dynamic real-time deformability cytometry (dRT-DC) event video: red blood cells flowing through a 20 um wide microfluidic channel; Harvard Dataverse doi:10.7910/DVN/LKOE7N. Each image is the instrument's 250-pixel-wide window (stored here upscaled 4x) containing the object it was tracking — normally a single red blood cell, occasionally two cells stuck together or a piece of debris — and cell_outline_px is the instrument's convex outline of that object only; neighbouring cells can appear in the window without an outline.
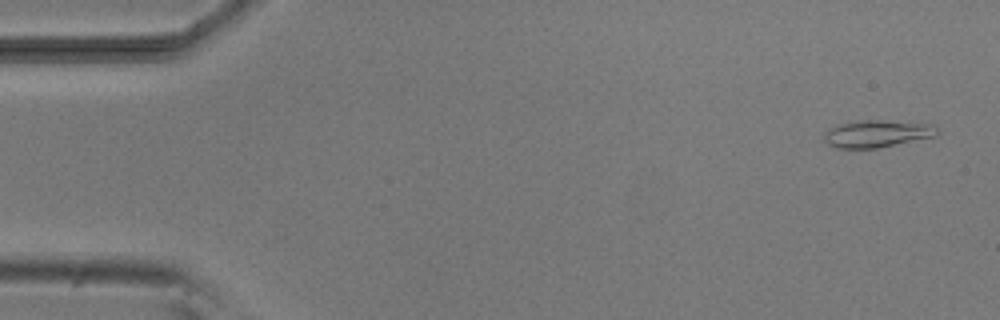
{"species": "common noctule bat (a hibernating species)", "species_latin": "Nyctalus noctula", "temperature_condition": "room temperature", "stored_images_in_passage": 9, "camera_frame_rate_fps": 3000, "um_per_image_px": 0.085, "animal": {"sex": "male", "body_mass_g": 20.5, "forearm_length_mm": 52.5}, "frame": {"image": 1, "passage_image": 1, "time_ms": 0.0, "image_size_px": [1000, 320], "cell_outline_px": [[940, 132], [936, 136], [876, 148], [836, 148], [828, 144], [824, 140], [824, 132], [828, 128], [840, 124], [860, 120], [880, 120], [932, 124]], "centroid_in_image_um": [74.52, 11.36], "position_along_channel_um": 10.5, "area_um2": 17.86}}
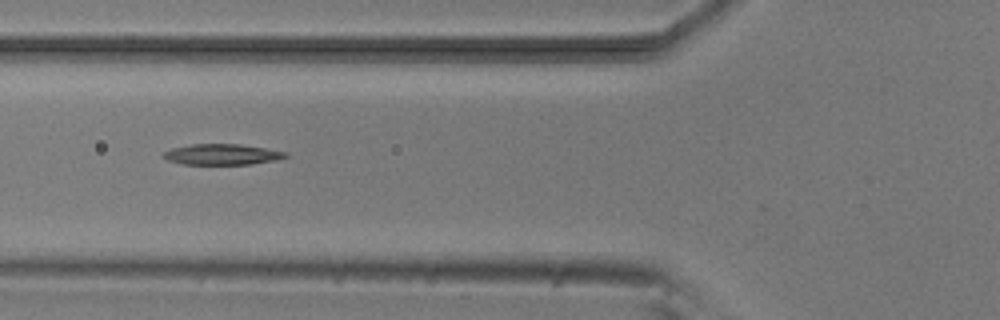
{"frame": {"image": 2, "passage_image": 5, "time_ms": 5.667, "image_size_px": [1000, 320], "cell_outline_px": [[288, 156], [276, 160], [252, 164], [180, 164], [168, 160], [160, 156], [164, 152], [172, 148], [192, 144], [240, 144], [288, 152]], "centroid_in_image_um": [18.86, 13.12], "position_along_channel_um": 106.9, "area_um2": 14.8}}
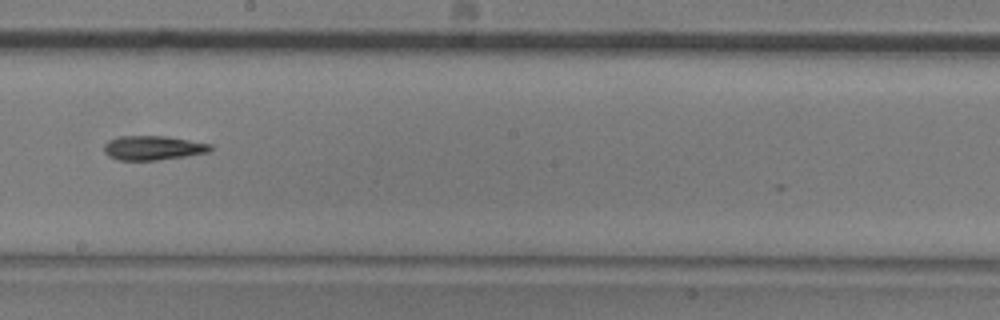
{"frame": {"image": 3, "passage_image": 8, "time_ms": 9.0, "image_size_px": [1000, 320], "cell_outline_px": [[212, 148], [208, 152], [184, 156], [156, 160], [120, 160], [108, 156], [104, 152], [104, 144], [108, 140], [120, 136], [164, 136], [212, 144]], "centroid_in_image_um": [12.97, 12.57], "position_along_channel_um": 235.2, "area_um2": 14.91}}